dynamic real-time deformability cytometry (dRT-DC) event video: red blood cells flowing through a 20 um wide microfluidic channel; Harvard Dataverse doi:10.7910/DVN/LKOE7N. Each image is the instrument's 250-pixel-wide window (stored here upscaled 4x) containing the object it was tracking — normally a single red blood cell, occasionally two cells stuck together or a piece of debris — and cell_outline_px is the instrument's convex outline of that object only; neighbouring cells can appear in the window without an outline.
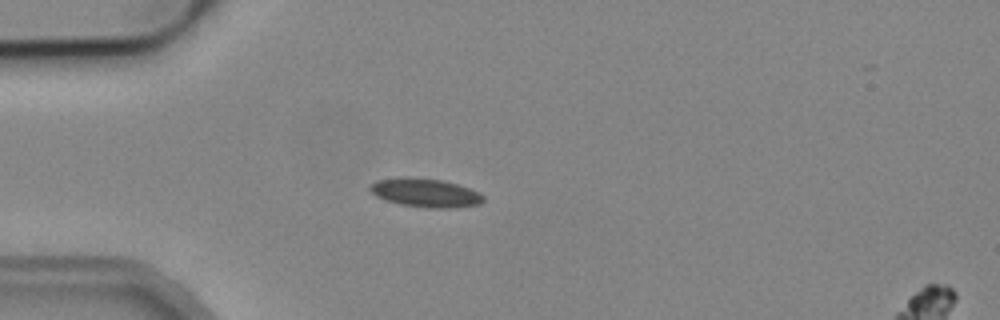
{"species": "common noctule bat (a hibernating species)", "species_latin": "Nyctalus noctula", "temperature_condition": "cold", "stored_images_in_passage": 2, "camera_frame_rate_fps": 3000, "um_per_image_px": 0.085, "animal": {"sex": "male", "body_mass_g": 19.2, "forearm_length_mm": 51.8}, "frame": {"image": 1, "passage_image": 2, "time_ms": 1.0, "image_size_px": [1000, 320], "cell_outline_px": [[484, 200], [480, 204], [448, 208], [432, 208], [400, 204], [384, 200], [376, 196], [368, 188], [376, 180], [404, 176], [408, 176], [444, 180], [468, 188], [484, 196]], "centroid_in_image_um": [36.12, 16.37], "position_along_channel_um": 48.9, "area_um2": 18.9}}